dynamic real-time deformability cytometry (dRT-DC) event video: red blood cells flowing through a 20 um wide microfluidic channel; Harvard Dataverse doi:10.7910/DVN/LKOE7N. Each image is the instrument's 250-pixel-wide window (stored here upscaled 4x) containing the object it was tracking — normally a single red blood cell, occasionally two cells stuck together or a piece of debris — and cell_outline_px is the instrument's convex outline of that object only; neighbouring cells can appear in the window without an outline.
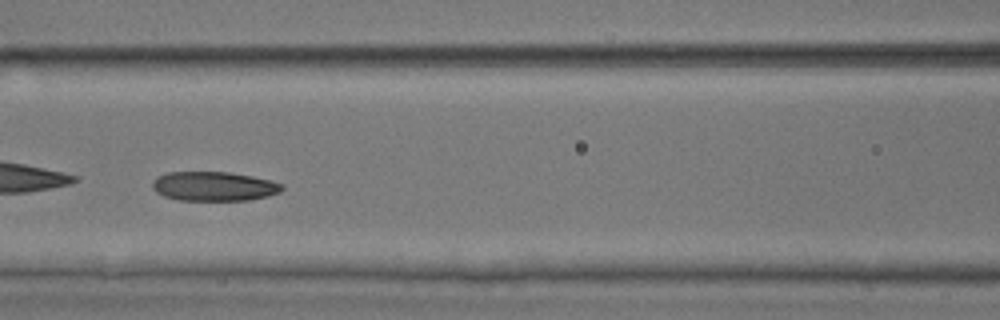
{"species": "common noctule bat (a hibernating species)", "species_latin": "Nyctalus noctula", "temperature_condition": "room temperature", "stored_images_in_passage": 38, "camera_frame_rate_fps": 3000, "um_per_image_px": 0.085, "animal": {"sex": "male", "body_mass_g": 17.9, "forearm_length_mm": 54.2}, "frame": {"image": 1, "passage_image": 13, "time_ms": 4.0, "image_size_px": [1000, 320], "cell_outline_px": [[284, 188], [280, 192], [268, 196], [248, 200], [180, 200], [164, 196], [156, 192], [152, 188], [152, 180], [156, 176], [168, 172], [228, 172], [252, 176], [272, 180], [284, 184]], "centroid_in_image_um": [18.19, 15.83], "position_along_channel_um": 148.4, "area_um2": 22.31}}
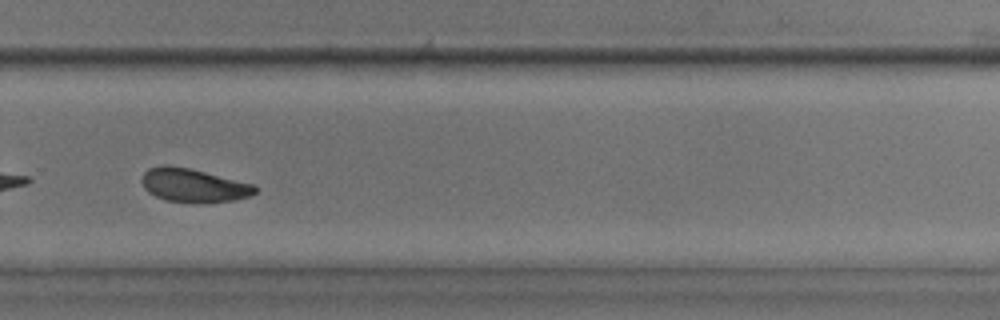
{"frame": {"image": 2, "passage_image": 26, "time_ms": 8.333, "image_size_px": [1000, 320], "cell_outline_px": [[260, 188], [256, 192], [248, 196], [232, 200], [196, 204], [192, 204], [168, 200], [156, 196], [148, 192], [144, 188], [140, 180], [144, 172], [148, 168], [164, 164], [168, 164], [192, 168], [256, 184]], "centroid_in_image_um": [16.46, 15.74], "position_along_channel_um": 313.3, "area_um2": 22.77}, "authors_computed_cell_mechanics": {"area_um2": 22.5709, "velocity_mm_per_s": 3.8112, "shape_relaxation_time_tau1_ms": 4.241, "shape_relaxation_time_tau2_ms": 3.5223, "deformation_change_tau1": 0.1214, "deformation_change_tau2": 0.0944}}